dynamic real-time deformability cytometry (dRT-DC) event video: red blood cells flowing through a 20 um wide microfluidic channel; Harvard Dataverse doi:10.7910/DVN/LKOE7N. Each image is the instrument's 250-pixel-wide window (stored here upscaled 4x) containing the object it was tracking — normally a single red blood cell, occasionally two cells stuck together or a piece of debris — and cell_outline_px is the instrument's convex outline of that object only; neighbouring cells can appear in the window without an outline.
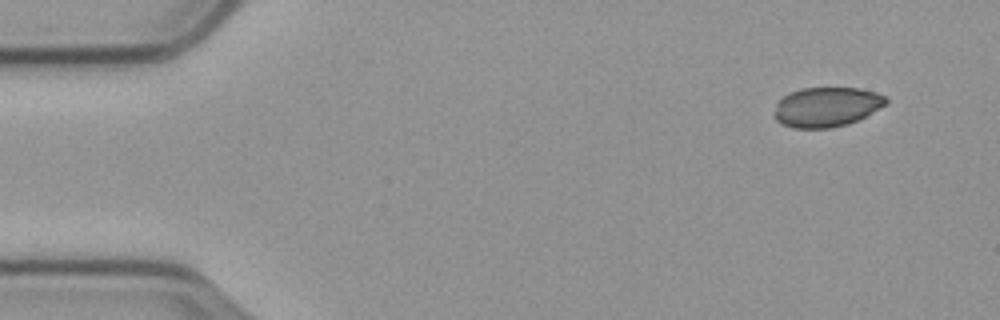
{"species": "common noctule bat (a hibernating species)", "species_latin": "Nyctalus noctula", "temperature_condition": "cold", "stored_images_in_passage": 54, "camera_frame_rate_fps": 3000, "um_per_image_px": 0.085, "animal": {"sex": "male", "body_mass_g": 23.1, "forearm_length_mm": 52.7}, "frame": {"image": 1, "passage_image": 1, "time_ms": 0.0, "image_size_px": [1000, 320], "cell_outline_px": [[888, 104], [848, 124], [832, 128], [792, 128], [780, 124], [772, 116], [776, 104], [788, 92], [800, 88], [860, 88], [876, 92], [884, 96], [888, 100]], "centroid_in_image_um": [70.22, 9.09], "position_along_channel_um": 14.8, "area_um2": 26.07}}
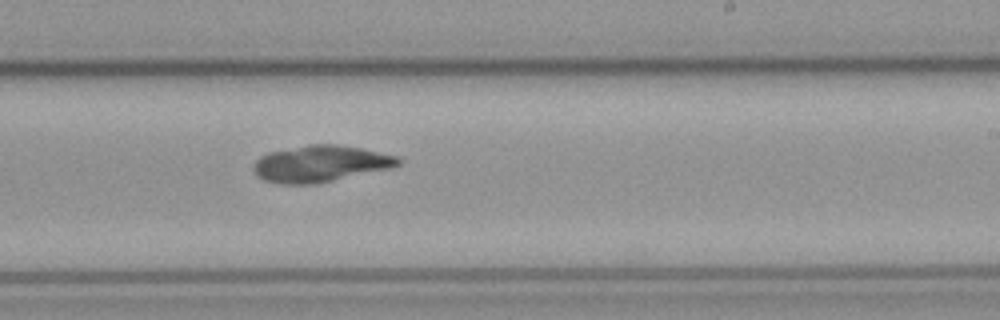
{"frame": {"image": 2, "passage_image": 31, "time_ms": 10.0, "image_size_px": [1000, 320], "cell_outline_px": [[400, 164], [392, 168], [316, 184], [280, 184], [264, 180], [256, 176], [252, 168], [256, 160], [260, 156], [268, 152], [308, 144], [336, 144], [360, 148], [396, 156], [400, 160]], "centroid_in_image_um": [27.2, 13.92], "position_along_channel_um": 261.8, "area_um2": 30.87}}
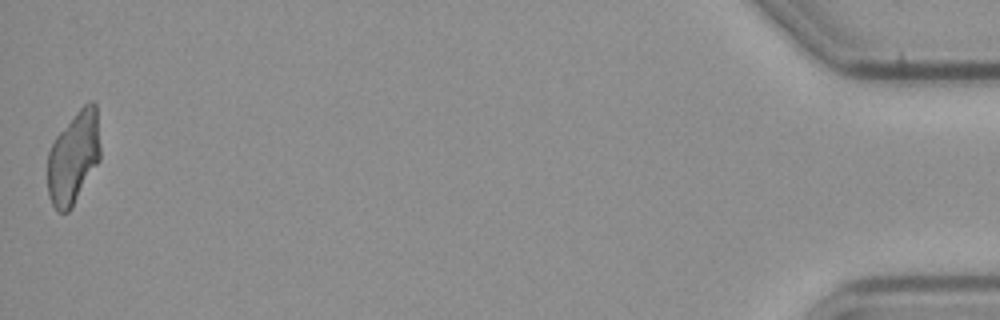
{"frame": {"image": 3, "passage_image": 54, "time_ms": 17.667, "image_size_px": [1000, 320], "cell_outline_px": [[100, 160], [72, 208], [68, 212], [56, 212], [48, 196], [48, 152], [56, 136], [76, 112], [84, 104], [92, 100], [96, 104], [100, 148]], "centroid_in_image_um": [6.25, 13.42], "position_along_channel_um": 428.9, "area_um2": 28.5}}